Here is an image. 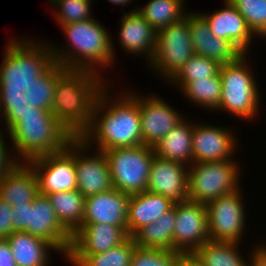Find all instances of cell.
Returning a JSON list of instances; mask_svg holds the SVG:
<instances>
[{
  "instance_id": "29",
  "label": "cell",
  "mask_w": 266,
  "mask_h": 266,
  "mask_svg": "<svg viewBox=\"0 0 266 266\" xmlns=\"http://www.w3.org/2000/svg\"><path fill=\"white\" fill-rule=\"evenodd\" d=\"M18 40V41H17ZM11 39L4 48L3 63L0 65V118L4 108V100L9 88L24 73L26 47L24 39ZM20 40V41H19ZM0 119V120H1ZM1 122V121H0Z\"/></svg>"
},
{
  "instance_id": "5",
  "label": "cell",
  "mask_w": 266,
  "mask_h": 266,
  "mask_svg": "<svg viewBox=\"0 0 266 266\" xmlns=\"http://www.w3.org/2000/svg\"><path fill=\"white\" fill-rule=\"evenodd\" d=\"M247 55L249 53H243L235 61L220 66L222 92L215 111H224L242 120L252 121L258 115L261 96L255 75L246 61L249 59Z\"/></svg>"
},
{
  "instance_id": "26",
  "label": "cell",
  "mask_w": 266,
  "mask_h": 266,
  "mask_svg": "<svg viewBox=\"0 0 266 266\" xmlns=\"http://www.w3.org/2000/svg\"><path fill=\"white\" fill-rule=\"evenodd\" d=\"M239 243L206 241L188 258L195 266H247ZM242 256V257H241Z\"/></svg>"
},
{
  "instance_id": "22",
  "label": "cell",
  "mask_w": 266,
  "mask_h": 266,
  "mask_svg": "<svg viewBox=\"0 0 266 266\" xmlns=\"http://www.w3.org/2000/svg\"><path fill=\"white\" fill-rule=\"evenodd\" d=\"M166 197L149 191L130 195L127 211V234L132 237L139 229L155 222L173 207Z\"/></svg>"
},
{
  "instance_id": "1",
  "label": "cell",
  "mask_w": 266,
  "mask_h": 266,
  "mask_svg": "<svg viewBox=\"0 0 266 266\" xmlns=\"http://www.w3.org/2000/svg\"><path fill=\"white\" fill-rule=\"evenodd\" d=\"M2 119L14 153L23 163L62 152L74 139L54 117L45 94L25 73L8 90Z\"/></svg>"
},
{
  "instance_id": "10",
  "label": "cell",
  "mask_w": 266,
  "mask_h": 266,
  "mask_svg": "<svg viewBox=\"0 0 266 266\" xmlns=\"http://www.w3.org/2000/svg\"><path fill=\"white\" fill-rule=\"evenodd\" d=\"M241 190L206 204L210 240L234 243L242 241L247 216Z\"/></svg>"
},
{
  "instance_id": "28",
  "label": "cell",
  "mask_w": 266,
  "mask_h": 266,
  "mask_svg": "<svg viewBox=\"0 0 266 266\" xmlns=\"http://www.w3.org/2000/svg\"><path fill=\"white\" fill-rule=\"evenodd\" d=\"M47 196L59 221L73 235L82 225L85 197L77 189L52 192Z\"/></svg>"
},
{
  "instance_id": "24",
  "label": "cell",
  "mask_w": 266,
  "mask_h": 266,
  "mask_svg": "<svg viewBox=\"0 0 266 266\" xmlns=\"http://www.w3.org/2000/svg\"><path fill=\"white\" fill-rule=\"evenodd\" d=\"M183 119L172 128L154 148L155 155L165 160L193 164L192 134L194 123Z\"/></svg>"
},
{
  "instance_id": "20",
  "label": "cell",
  "mask_w": 266,
  "mask_h": 266,
  "mask_svg": "<svg viewBox=\"0 0 266 266\" xmlns=\"http://www.w3.org/2000/svg\"><path fill=\"white\" fill-rule=\"evenodd\" d=\"M223 1L224 8L211 14L199 13L205 18L214 35L229 40L242 54L249 53L252 39L256 37L236 7L229 0Z\"/></svg>"
},
{
  "instance_id": "18",
  "label": "cell",
  "mask_w": 266,
  "mask_h": 266,
  "mask_svg": "<svg viewBox=\"0 0 266 266\" xmlns=\"http://www.w3.org/2000/svg\"><path fill=\"white\" fill-rule=\"evenodd\" d=\"M129 197L115 188L85 197L82 224L103 223L127 227Z\"/></svg>"
},
{
  "instance_id": "27",
  "label": "cell",
  "mask_w": 266,
  "mask_h": 266,
  "mask_svg": "<svg viewBox=\"0 0 266 266\" xmlns=\"http://www.w3.org/2000/svg\"><path fill=\"white\" fill-rule=\"evenodd\" d=\"M175 204L155 222L145 225L132 237L139 248L173 251Z\"/></svg>"
},
{
  "instance_id": "25",
  "label": "cell",
  "mask_w": 266,
  "mask_h": 266,
  "mask_svg": "<svg viewBox=\"0 0 266 266\" xmlns=\"http://www.w3.org/2000/svg\"><path fill=\"white\" fill-rule=\"evenodd\" d=\"M6 240L17 266H49V253L56 251L46 240L27 232L14 231Z\"/></svg>"
},
{
  "instance_id": "2",
  "label": "cell",
  "mask_w": 266,
  "mask_h": 266,
  "mask_svg": "<svg viewBox=\"0 0 266 266\" xmlns=\"http://www.w3.org/2000/svg\"><path fill=\"white\" fill-rule=\"evenodd\" d=\"M24 73L45 94L54 117L74 138L90 126L101 91L109 84L99 73L58 68L26 51Z\"/></svg>"
},
{
  "instance_id": "23",
  "label": "cell",
  "mask_w": 266,
  "mask_h": 266,
  "mask_svg": "<svg viewBox=\"0 0 266 266\" xmlns=\"http://www.w3.org/2000/svg\"><path fill=\"white\" fill-rule=\"evenodd\" d=\"M38 194V176L28 162H21L0 181V199L12 207L32 203Z\"/></svg>"
},
{
  "instance_id": "42",
  "label": "cell",
  "mask_w": 266,
  "mask_h": 266,
  "mask_svg": "<svg viewBox=\"0 0 266 266\" xmlns=\"http://www.w3.org/2000/svg\"><path fill=\"white\" fill-rule=\"evenodd\" d=\"M180 266H195L189 258H187Z\"/></svg>"
},
{
  "instance_id": "34",
  "label": "cell",
  "mask_w": 266,
  "mask_h": 266,
  "mask_svg": "<svg viewBox=\"0 0 266 266\" xmlns=\"http://www.w3.org/2000/svg\"><path fill=\"white\" fill-rule=\"evenodd\" d=\"M56 8L52 12L57 23L62 26L69 23L91 20V6L94 0H47ZM55 13V14H54Z\"/></svg>"
},
{
  "instance_id": "8",
  "label": "cell",
  "mask_w": 266,
  "mask_h": 266,
  "mask_svg": "<svg viewBox=\"0 0 266 266\" xmlns=\"http://www.w3.org/2000/svg\"><path fill=\"white\" fill-rule=\"evenodd\" d=\"M107 158L113 188L128 194L147 190L154 148L147 145L103 151Z\"/></svg>"
},
{
  "instance_id": "36",
  "label": "cell",
  "mask_w": 266,
  "mask_h": 266,
  "mask_svg": "<svg viewBox=\"0 0 266 266\" xmlns=\"http://www.w3.org/2000/svg\"><path fill=\"white\" fill-rule=\"evenodd\" d=\"M187 258L177 251L137 247L130 266H180Z\"/></svg>"
},
{
  "instance_id": "30",
  "label": "cell",
  "mask_w": 266,
  "mask_h": 266,
  "mask_svg": "<svg viewBox=\"0 0 266 266\" xmlns=\"http://www.w3.org/2000/svg\"><path fill=\"white\" fill-rule=\"evenodd\" d=\"M137 245L128 237L116 247L99 254H68L65 258L73 266H130Z\"/></svg>"
},
{
  "instance_id": "38",
  "label": "cell",
  "mask_w": 266,
  "mask_h": 266,
  "mask_svg": "<svg viewBox=\"0 0 266 266\" xmlns=\"http://www.w3.org/2000/svg\"><path fill=\"white\" fill-rule=\"evenodd\" d=\"M12 211L13 207L0 199V239H6L14 232Z\"/></svg>"
},
{
  "instance_id": "16",
  "label": "cell",
  "mask_w": 266,
  "mask_h": 266,
  "mask_svg": "<svg viewBox=\"0 0 266 266\" xmlns=\"http://www.w3.org/2000/svg\"><path fill=\"white\" fill-rule=\"evenodd\" d=\"M189 167L176 161L154 156L147 191L160 194L173 204L186 202Z\"/></svg>"
},
{
  "instance_id": "39",
  "label": "cell",
  "mask_w": 266,
  "mask_h": 266,
  "mask_svg": "<svg viewBox=\"0 0 266 266\" xmlns=\"http://www.w3.org/2000/svg\"><path fill=\"white\" fill-rule=\"evenodd\" d=\"M257 247L250 252L247 266H266V245H256Z\"/></svg>"
},
{
  "instance_id": "17",
  "label": "cell",
  "mask_w": 266,
  "mask_h": 266,
  "mask_svg": "<svg viewBox=\"0 0 266 266\" xmlns=\"http://www.w3.org/2000/svg\"><path fill=\"white\" fill-rule=\"evenodd\" d=\"M188 24L195 55L215 60L221 65L242 55L229 40L214 35L199 12H188Z\"/></svg>"
},
{
  "instance_id": "31",
  "label": "cell",
  "mask_w": 266,
  "mask_h": 266,
  "mask_svg": "<svg viewBox=\"0 0 266 266\" xmlns=\"http://www.w3.org/2000/svg\"><path fill=\"white\" fill-rule=\"evenodd\" d=\"M186 0H150L144 7L137 8L142 17L156 30L181 21L185 15ZM185 10V12H184Z\"/></svg>"
},
{
  "instance_id": "12",
  "label": "cell",
  "mask_w": 266,
  "mask_h": 266,
  "mask_svg": "<svg viewBox=\"0 0 266 266\" xmlns=\"http://www.w3.org/2000/svg\"><path fill=\"white\" fill-rule=\"evenodd\" d=\"M173 251L189 257L209 241L206 204L187 200L175 204Z\"/></svg>"
},
{
  "instance_id": "32",
  "label": "cell",
  "mask_w": 266,
  "mask_h": 266,
  "mask_svg": "<svg viewBox=\"0 0 266 266\" xmlns=\"http://www.w3.org/2000/svg\"><path fill=\"white\" fill-rule=\"evenodd\" d=\"M181 91L185 95L184 97L189 99L188 101L191 100L196 107H203L214 112L220 104L222 92L219 72L207 80L197 79L189 82Z\"/></svg>"
},
{
  "instance_id": "9",
  "label": "cell",
  "mask_w": 266,
  "mask_h": 266,
  "mask_svg": "<svg viewBox=\"0 0 266 266\" xmlns=\"http://www.w3.org/2000/svg\"><path fill=\"white\" fill-rule=\"evenodd\" d=\"M193 55L187 12L181 21L157 31L155 53L148 64L168 82Z\"/></svg>"
},
{
  "instance_id": "4",
  "label": "cell",
  "mask_w": 266,
  "mask_h": 266,
  "mask_svg": "<svg viewBox=\"0 0 266 266\" xmlns=\"http://www.w3.org/2000/svg\"><path fill=\"white\" fill-rule=\"evenodd\" d=\"M109 86L99 94L91 124L80 138L99 151L142 145L139 97L129 89L115 99Z\"/></svg>"
},
{
  "instance_id": "33",
  "label": "cell",
  "mask_w": 266,
  "mask_h": 266,
  "mask_svg": "<svg viewBox=\"0 0 266 266\" xmlns=\"http://www.w3.org/2000/svg\"><path fill=\"white\" fill-rule=\"evenodd\" d=\"M220 66L215 60L194 54L168 82L182 90L189 82L215 76Z\"/></svg>"
},
{
  "instance_id": "13",
  "label": "cell",
  "mask_w": 266,
  "mask_h": 266,
  "mask_svg": "<svg viewBox=\"0 0 266 266\" xmlns=\"http://www.w3.org/2000/svg\"><path fill=\"white\" fill-rule=\"evenodd\" d=\"M80 137L75 138V168L77 190L84 196L106 192L113 188L110 169L103 151L92 150ZM89 154H87V153Z\"/></svg>"
},
{
  "instance_id": "35",
  "label": "cell",
  "mask_w": 266,
  "mask_h": 266,
  "mask_svg": "<svg viewBox=\"0 0 266 266\" xmlns=\"http://www.w3.org/2000/svg\"><path fill=\"white\" fill-rule=\"evenodd\" d=\"M255 37L266 38V0H229Z\"/></svg>"
},
{
  "instance_id": "40",
  "label": "cell",
  "mask_w": 266,
  "mask_h": 266,
  "mask_svg": "<svg viewBox=\"0 0 266 266\" xmlns=\"http://www.w3.org/2000/svg\"><path fill=\"white\" fill-rule=\"evenodd\" d=\"M0 266H17L6 239H0Z\"/></svg>"
},
{
  "instance_id": "11",
  "label": "cell",
  "mask_w": 266,
  "mask_h": 266,
  "mask_svg": "<svg viewBox=\"0 0 266 266\" xmlns=\"http://www.w3.org/2000/svg\"><path fill=\"white\" fill-rule=\"evenodd\" d=\"M28 163L37 173L39 193L48 195L52 192L77 189L75 138L62 152L43 155Z\"/></svg>"
},
{
  "instance_id": "14",
  "label": "cell",
  "mask_w": 266,
  "mask_h": 266,
  "mask_svg": "<svg viewBox=\"0 0 266 266\" xmlns=\"http://www.w3.org/2000/svg\"><path fill=\"white\" fill-rule=\"evenodd\" d=\"M139 97L142 144L154 147L185 117L158 95Z\"/></svg>"
},
{
  "instance_id": "41",
  "label": "cell",
  "mask_w": 266,
  "mask_h": 266,
  "mask_svg": "<svg viewBox=\"0 0 266 266\" xmlns=\"http://www.w3.org/2000/svg\"><path fill=\"white\" fill-rule=\"evenodd\" d=\"M108 1L112 4L126 6L127 4H129V2L133 0H108Z\"/></svg>"
},
{
  "instance_id": "37",
  "label": "cell",
  "mask_w": 266,
  "mask_h": 266,
  "mask_svg": "<svg viewBox=\"0 0 266 266\" xmlns=\"http://www.w3.org/2000/svg\"><path fill=\"white\" fill-rule=\"evenodd\" d=\"M1 131L3 130L0 129V181L21 163L20 159L14 157L16 156L15 154L11 155L8 152L9 149L5 143L6 139H3L7 137L4 134L5 132Z\"/></svg>"
},
{
  "instance_id": "15",
  "label": "cell",
  "mask_w": 266,
  "mask_h": 266,
  "mask_svg": "<svg viewBox=\"0 0 266 266\" xmlns=\"http://www.w3.org/2000/svg\"><path fill=\"white\" fill-rule=\"evenodd\" d=\"M195 123L192 134L193 163L232 160L238 149L237 138L230 128ZM231 132V133H230ZM237 145V146H236Z\"/></svg>"
},
{
  "instance_id": "6",
  "label": "cell",
  "mask_w": 266,
  "mask_h": 266,
  "mask_svg": "<svg viewBox=\"0 0 266 266\" xmlns=\"http://www.w3.org/2000/svg\"><path fill=\"white\" fill-rule=\"evenodd\" d=\"M12 226L14 231L46 240L64 258L68 255L72 234L59 221L47 195L39 193L32 203L13 206Z\"/></svg>"
},
{
  "instance_id": "3",
  "label": "cell",
  "mask_w": 266,
  "mask_h": 266,
  "mask_svg": "<svg viewBox=\"0 0 266 266\" xmlns=\"http://www.w3.org/2000/svg\"><path fill=\"white\" fill-rule=\"evenodd\" d=\"M61 27L69 40L68 46L60 50L59 47L54 48L46 41L43 43V41L38 42V40L26 38L24 43L27 51L35 53L49 65L64 69L98 73L99 69L115 64L114 52L116 51L112 36L95 18L65 24Z\"/></svg>"
},
{
  "instance_id": "21",
  "label": "cell",
  "mask_w": 266,
  "mask_h": 266,
  "mask_svg": "<svg viewBox=\"0 0 266 266\" xmlns=\"http://www.w3.org/2000/svg\"><path fill=\"white\" fill-rule=\"evenodd\" d=\"M118 33L119 45L129 54L147 57L150 62L156 48V30L142 17L137 8L124 12ZM149 60V61H148Z\"/></svg>"
},
{
  "instance_id": "19",
  "label": "cell",
  "mask_w": 266,
  "mask_h": 266,
  "mask_svg": "<svg viewBox=\"0 0 266 266\" xmlns=\"http://www.w3.org/2000/svg\"><path fill=\"white\" fill-rule=\"evenodd\" d=\"M127 227L111 224H82L72 235L68 254H99L118 246L128 238Z\"/></svg>"
},
{
  "instance_id": "7",
  "label": "cell",
  "mask_w": 266,
  "mask_h": 266,
  "mask_svg": "<svg viewBox=\"0 0 266 266\" xmlns=\"http://www.w3.org/2000/svg\"><path fill=\"white\" fill-rule=\"evenodd\" d=\"M237 160L198 162L189 166L187 196L190 201L207 204L240 189Z\"/></svg>"
}]
</instances>
